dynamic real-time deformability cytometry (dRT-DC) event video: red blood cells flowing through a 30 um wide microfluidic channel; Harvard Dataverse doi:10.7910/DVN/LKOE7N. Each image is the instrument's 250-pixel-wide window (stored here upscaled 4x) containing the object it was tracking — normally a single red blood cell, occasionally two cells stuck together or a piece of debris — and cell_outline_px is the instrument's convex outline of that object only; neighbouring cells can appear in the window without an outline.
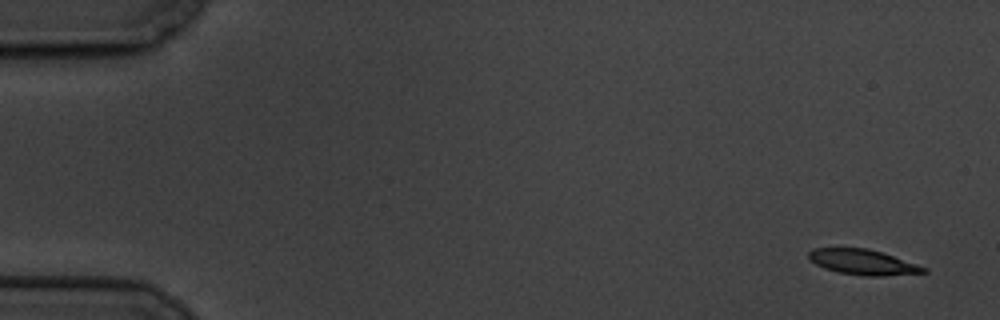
{"species": "common noctule bat (a hibernating species)", "species_latin": "Nyctalus noctula", "temperature_condition": "cold", "stored_images_in_passage": 15, "camera_frame_rate_fps": 3000, "um_per_image_px": 0.085, "animal": {"sex": "male", "body_mass_g": 19.5, "forearm_length_mm": 54.6}, "frame": {"image": 1, "passage_image": 1, "time_ms": 0.0, "image_size_px": [1000, 320], "cell_outline_px": [[928, 272], [884, 276], [864, 276], [840, 272], [824, 268], [808, 260], [808, 252], [812, 248], [868, 248], [928, 268]], "centroid_in_image_um": [73.31, 22.28], "position_along_channel_um": 11.7, "area_um2": 16.82}}
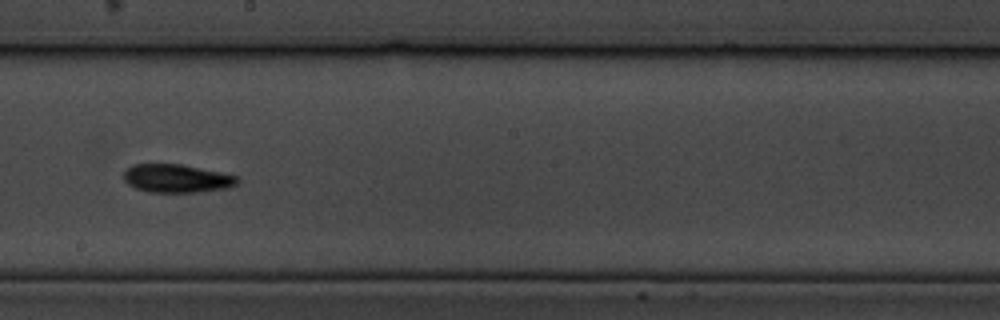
{"frame": {"image": 2, "passage_image": 9, "time_ms": 10.333, "image_size_px": [1000, 320], "cell_outline_px": [[240, 180], [236, 184], [228, 188], [196, 192], [152, 192], [136, 188], [128, 184], [124, 180], [124, 172], [132, 164], [184, 164], [220, 172], [236, 176]], "centroid_in_image_um": [15.03, 15.16], "position_along_channel_um": 233.2, "area_um2": 18.67}}
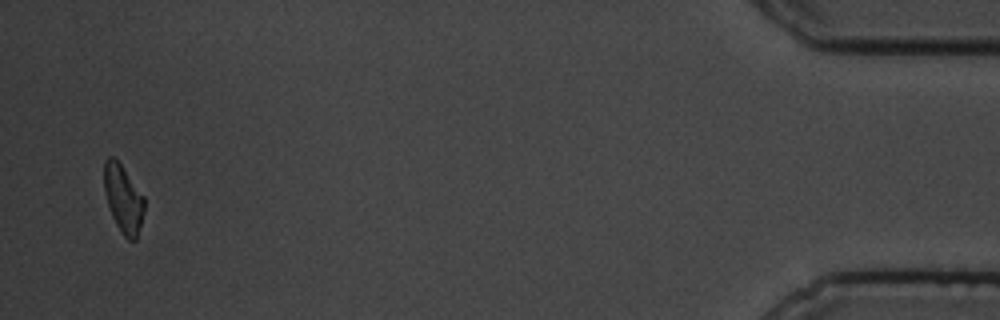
{"frame": {"image": 3, "passage_image": 15, "time_ms": 18.333, "image_size_px": [1000, 320], "cell_outline_px": [[144, 212], [136, 240], [128, 240], [124, 236], [116, 224], [112, 216], [104, 192], [104, 160], [108, 156], [112, 156], [120, 164], [144, 196]], "centroid_in_image_um": [10.47, 16.9], "position_along_channel_um": 424.7, "area_um2": 15.72}, "authors_computed_cell_mechanics": {"area_um2": 17.5712, "velocity_mm_per_s": 3.4038, "shape_relaxation_time_tau1_ms": 4.9353, "shape_relaxation_time_tau2_ms": null, "deformation_change_tau1": 0.161, "deformation_change_tau2": null}}